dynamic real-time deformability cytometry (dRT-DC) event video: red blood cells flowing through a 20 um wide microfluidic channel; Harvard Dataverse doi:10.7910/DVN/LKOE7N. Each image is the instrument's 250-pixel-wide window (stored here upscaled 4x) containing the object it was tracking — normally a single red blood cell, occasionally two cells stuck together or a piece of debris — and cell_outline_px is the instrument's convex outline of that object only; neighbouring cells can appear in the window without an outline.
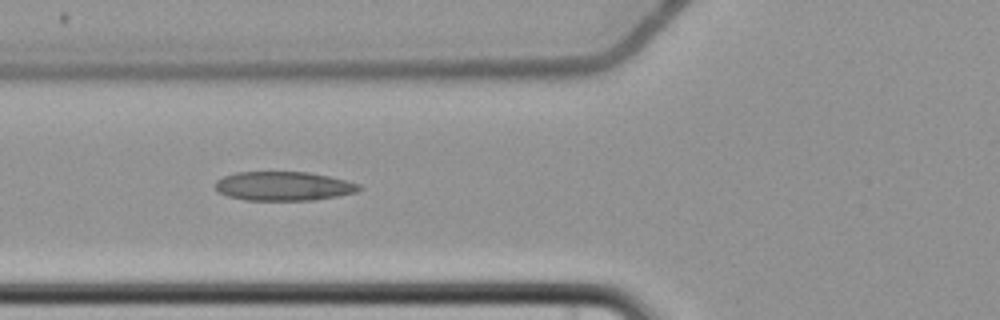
{"species": "common noctule bat (a hibernating species)", "species_latin": "Nyctalus noctula", "temperature_condition": "cold", "stored_images_in_passage": 7, "camera_frame_rate_fps": 3000, "um_per_image_px": 0.085, "animal": {"sex": "female", "body_mass_g": 22.7, "forearm_length_mm": 54.2}, "frame": {"image": 1, "passage_image": 6, "time_ms": 7.0, "image_size_px": [1000, 320], "cell_outline_px": [[364, 188], [356, 192], [336, 196], [312, 200], [244, 200], [228, 196], [220, 192], [212, 184], [216, 180], [224, 176], [236, 172], [308, 172], [328, 176], [360, 184]], "centroid_in_image_um": [24.08, 15.82], "position_along_channel_um": 101.7, "area_um2": 24.33}}
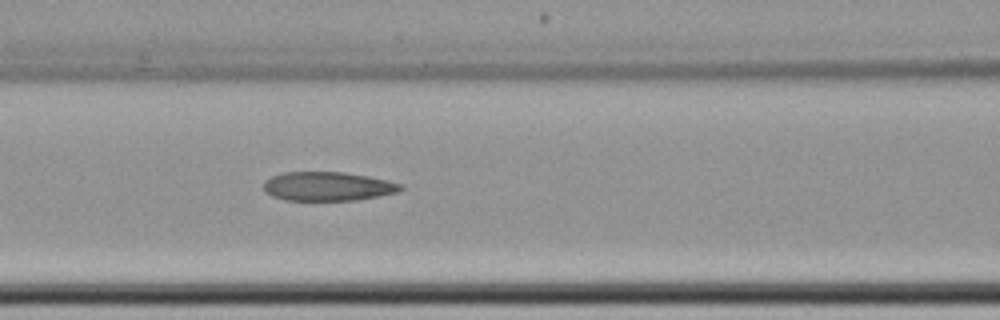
{"frame": {"image": 2, "passage_image": 7, "time_ms": 8.0, "image_size_px": [1000, 320], "cell_outline_px": [[404, 188], [400, 192], [356, 200], [284, 200], [272, 196], [264, 192], [264, 180], [272, 176], [284, 172], [344, 172], [368, 176], [388, 180], [404, 184]], "centroid_in_image_um": [27.88, 15.84], "position_along_channel_um": 138.7, "area_um2": 23.35}}